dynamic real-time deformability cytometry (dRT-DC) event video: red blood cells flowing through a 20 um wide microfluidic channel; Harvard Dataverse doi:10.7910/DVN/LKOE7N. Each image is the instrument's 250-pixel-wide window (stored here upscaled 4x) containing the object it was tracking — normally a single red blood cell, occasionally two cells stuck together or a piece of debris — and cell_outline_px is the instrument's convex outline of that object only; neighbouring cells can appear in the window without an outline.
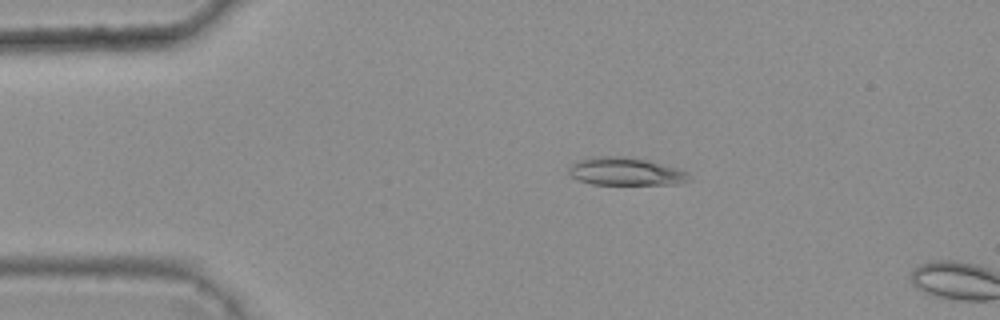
{"species": "common noctule bat (a hibernating species)", "species_latin": "Nyctalus noctula", "temperature_condition": "warm", "stored_images_in_passage": 4, "camera_frame_rate_fps": 3000, "um_per_image_px": 0.085, "animal": {"sex": "female", "body_mass_g": 25.1}, "frame": {"image": 1, "passage_image": 3, "time_ms": 0.667, "image_size_px": [1000, 320], "cell_outline_px": [[692, 180], [676, 184], [592, 184], [580, 180], [572, 176], [568, 172], [568, 168], [576, 160], [588, 156], [628, 156], [648, 160], [688, 172]], "centroid_in_image_um": [53.15, 14.56], "position_along_channel_um": 31.8, "area_um2": 19.65}}